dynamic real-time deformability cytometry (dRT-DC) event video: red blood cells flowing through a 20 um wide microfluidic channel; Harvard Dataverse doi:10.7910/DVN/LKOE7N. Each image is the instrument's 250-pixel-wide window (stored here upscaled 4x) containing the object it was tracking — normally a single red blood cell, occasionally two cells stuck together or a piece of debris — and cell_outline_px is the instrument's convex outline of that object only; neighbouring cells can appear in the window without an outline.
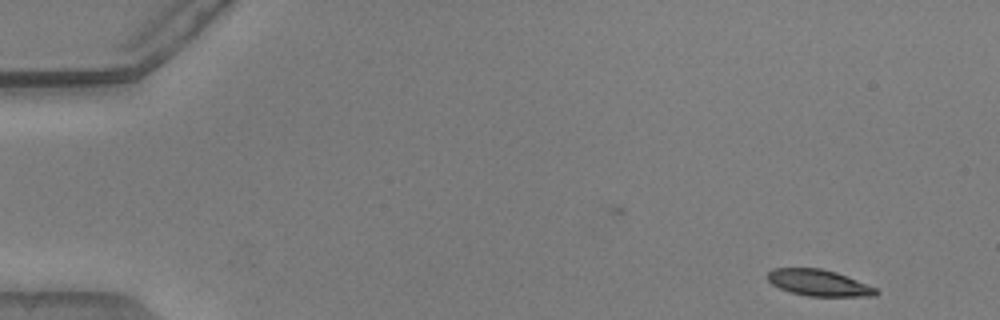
{"species": "common noctule bat (a hibernating species)", "species_latin": "Nyctalus noctula", "temperature_condition": "warm", "stored_images_in_passage": 45, "camera_frame_rate_fps": 3000, "um_per_image_px": 0.085, "animal": {"sex": "male", "body_mass_g": 20.5, "forearm_length_mm": 52.5}, "frame": {"image": 1, "passage_image": 1, "time_ms": 0.0, "image_size_px": [1000, 320], "cell_outline_px": [[880, 292], [876, 296], [808, 296], [792, 292], [780, 288], [772, 284], [768, 280], [768, 272], [772, 268], [820, 268], [836, 272], [876, 288]], "centroid_in_image_um": [69.6, 24.04], "position_along_channel_um": 15.4, "area_um2": 16.47}}
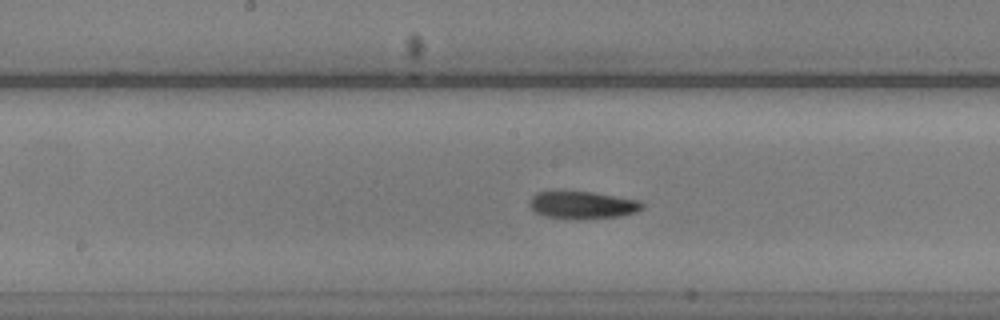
{"frame": {"image": 2, "passage_image": 25, "time_ms": 8.0, "image_size_px": [1000, 320], "cell_outline_px": [[644, 208], [636, 212], [620, 216], [580, 220], [576, 220], [544, 216], [536, 212], [528, 204], [528, 200], [536, 192], [556, 188], [592, 192], [640, 200], [644, 204]], "centroid_in_image_um": [49.45, 17.39], "position_along_channel_um": 198.8, "area_um2": 19.02}}
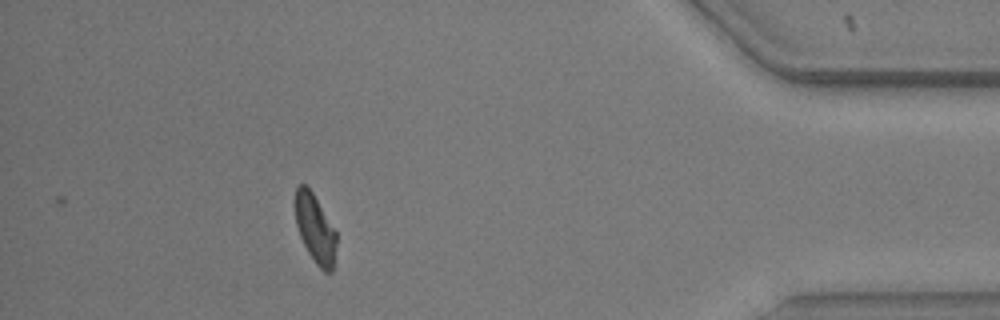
{"frame": {"image": 3, "passage_image": 45, "time_ms": 14.667, "image_size_px": [1000, 320], "cell_outline_px": [[336, 244], [332, 272], [324, 272], [316, 264], [308, 252], [300, 236], [296, 224], [292, 204], [292, 200], [296, 188], [300, 184], [304, 184], [312, 192], [336, 232]], "centroid_in_image_um": [26.73, 19.4], "position_along_channel_um": 408.5, "area_um2": 16.59}, "authors_computed_cell_mechanics": {"area_um2": 17.5134, "velocity_mm_per_s": 3.8397, "shape_relaxation_time_tau1_ms": 6.0031, "shape_relaxation_time_tau2_ms": 4.6712, "deformation_change_tau1": 0.1769, "deformation_change_tau2": 0.1113}}